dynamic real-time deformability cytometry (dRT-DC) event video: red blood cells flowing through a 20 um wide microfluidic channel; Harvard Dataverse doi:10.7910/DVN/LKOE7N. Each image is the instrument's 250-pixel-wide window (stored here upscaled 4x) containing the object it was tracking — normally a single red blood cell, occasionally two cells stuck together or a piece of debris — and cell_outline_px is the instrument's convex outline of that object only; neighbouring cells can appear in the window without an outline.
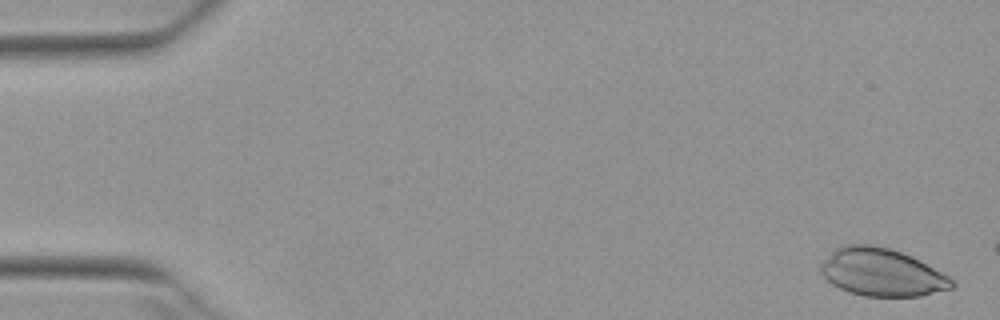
{"species": "Egyptian fruit bat (a non-hibernating species)", "species_latin": "Rousettus aegyptiacus", "temperature_condition": "warm", "stored_images_in_passage": 3, "camera_frame_rate_fps": 3000, "um_per_image_px": 0.085, "animal": {"sex": "female"}, "frame": {"image": 1, "passage_image": 1, "time_ms": 0.0, "image_size_px": [1000, 320], "cell_outline_px": [[956, 284], [952, 288], [920, 296], [864, 296], [848, 292], [832, 284], [820, 272], [820, 264], [836, 248], [848, 244], [868, 244], [888, 248], [912, 256], [948, 276]], "centroid_in_image_um": [74.94, 23.15], "position_along_channel_um": 10.1, "area_um2": 36.13}}